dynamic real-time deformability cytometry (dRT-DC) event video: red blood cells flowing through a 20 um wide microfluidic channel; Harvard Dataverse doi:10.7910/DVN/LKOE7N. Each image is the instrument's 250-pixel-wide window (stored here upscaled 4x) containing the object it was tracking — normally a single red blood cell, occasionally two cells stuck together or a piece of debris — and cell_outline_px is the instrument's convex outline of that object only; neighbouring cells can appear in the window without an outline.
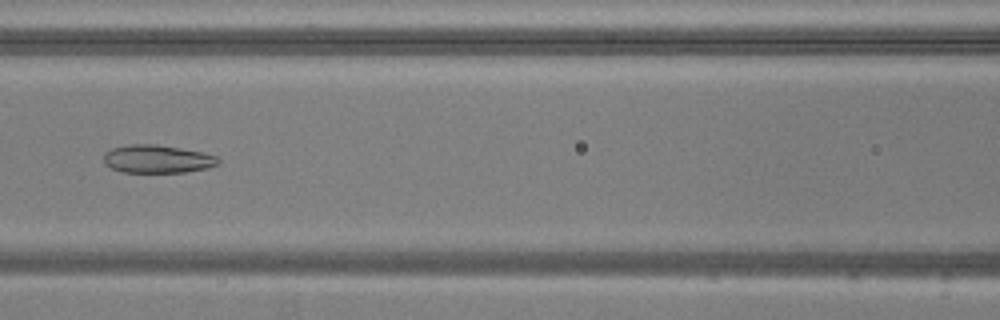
{"species": "common noctule bat (a hibernating species)", "species_latin": "Nyctalus noctula", "temperature_condition": "warm", "stored_images_in_passage": 47, "camera_frame_rate_fps": 3000, "um_per_image_px": 0.085, "animal": {"sex": "male", "body_mass_g": 20.5, "forearm_length_mm": 52.5}, "frame": {"image": 1, "passage_image": 21, "time_ms": 6.667, "image_size_px": [1000, 320], "cell_outline_px": [[220, 164], [208, 168], [184, 172], [124, 172], [112, 168], [104, 164], [104, 152], [112, 148], [128, 144], [156, 144], [180, 148], [200, 152], [216, 156], [220, 160]], "centroid_in_image_um": [13.36, 13.51], "position_along_channel_um": 153.2, "area_um2": 18.73}}
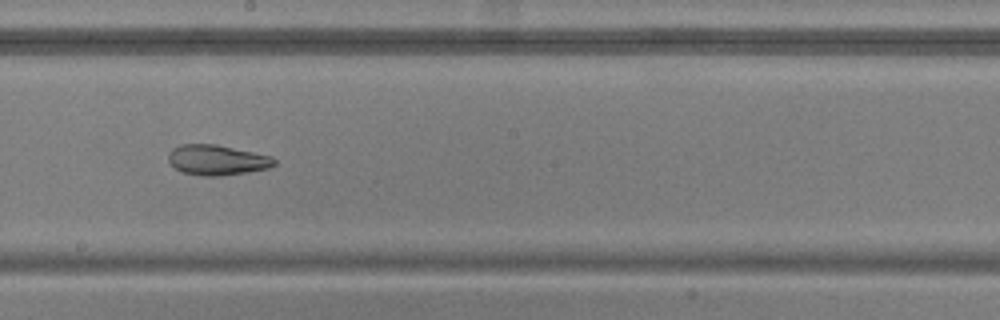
{"frame": {"image": 2, "passage_image": 27, "time_ms": 8.667, "image_size_px": [1000, 320], "cell_outline_px": [[276, 164], [268, 168], [220, 176], [204, 176], [180, 172], [168, 160], [168, 152], [172, 148], [180, 144], [216, 144], [272, 156], [276, 160]], "centroid_in_image_um": [18.42, 13.59], "position_along_channel_um": 229.8, "area_um2": 18.67}}
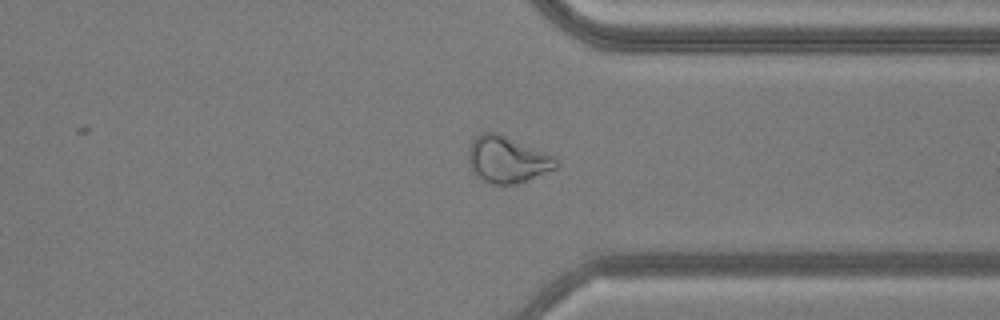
{"frame": {"image": 3, "passage_image": 38, "time_ms": 12.333, "image_size_px": [1000, 320], "cell_outline_px": [[560, 164], [556, 168], [528, 180], [516, 184], [492, 184], [484, 180], [472, 172], [468, 160], [468, 148], [472, 140], [480, 132], [496, 132], [556, 156]], "centroid_in_image_um": [43.12, 13.55], "position_along_channel_um": 368.3, "area_um2": 23.93}, "authors_computed_cell_mechanics": {"area_um2": 20.23, "velocity_mm_per_s": 3.8429, "shape_relaxation_time_tau1_ms": null, "shape_relaxation_time_tau2_ms": 2.5984, "deformation_change_tau1": null, "deformation_change_tau2": 0.1049}}